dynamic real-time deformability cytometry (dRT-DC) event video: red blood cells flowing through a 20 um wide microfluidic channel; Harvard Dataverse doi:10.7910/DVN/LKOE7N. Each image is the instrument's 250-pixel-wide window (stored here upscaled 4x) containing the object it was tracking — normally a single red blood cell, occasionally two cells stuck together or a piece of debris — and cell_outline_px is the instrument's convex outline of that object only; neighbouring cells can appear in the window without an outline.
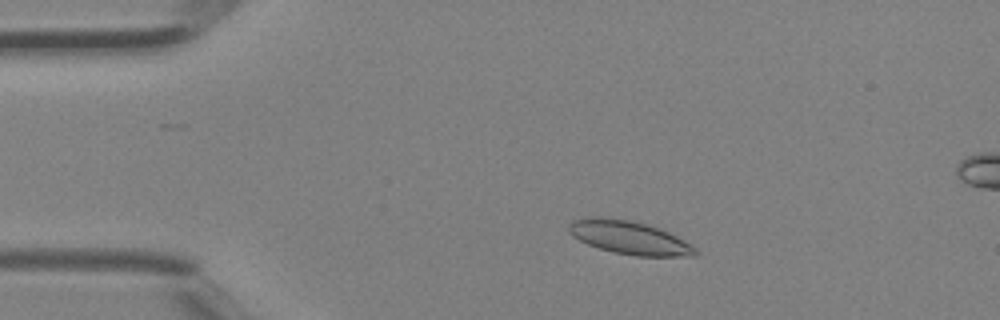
{"species": "Egyptian fruit bat (a non-hibernating species)", "species_latin": "Rousettus aegyptiacus", "temperature_condition": "room temperature", "stored_images_in_passage": 10, "camera_frame_rate_fps": 3000, "um_per_image_px": 0.085, "animal": {"sex": "female"}, "frame": {"image": 1, "passage_image": 6, "time_ms": 1.667, "image_size_px": [1000, 320], "cell_outline_px": [[700, 252], [696, 256], [636, 256], [612, 252], [588, 244], [572, 236], [568, 232], [568, 224], [572, 220], [588, 216], [596, 216], [628, 220], [648, 224], [660, 228], [684, 240], [696, 248]], "centroid_in_image_um": [53.48, 20.19], "position_along_channel_um": 31.5, "area_um2": 24.74}}